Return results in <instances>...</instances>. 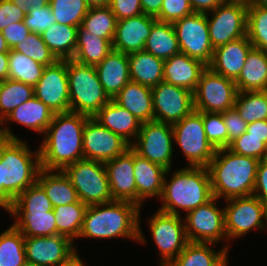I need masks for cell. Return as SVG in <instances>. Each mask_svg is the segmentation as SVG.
<instances>
[{
  "label": "cell",
  "mask_w": 267,
  "mask_h": 266,
  "mask_svg": "<svg viewBox=\"0 0 267 266\" xmlns=\"http://www.w3.org/2000/svg\"><path fill=\"white\" fill-rule=\"evenodd\" d=\"M228 254L216 266H228Z\"/></svg>",
  "instance_id": "obj_66"
},
{
  "label": "cell",
  "mask_w": 267,
  "mask_h": 266,
  "mask_svg": "<svg viewBox=\"0 0 267 266\" xmlns=\"http://www.w3.org/2000/svg\"><path fill=\"white\" fill-rule=\"evenodd\" d=\"M78 28L73 25L53 23L41 37L58 60L72 59L77 45Z\"/></svg>",
  "instance_id": "obj_34"
},
{
  "label": "cell",
  "mask_w": 267,
  "mask_h": 266,
  "mask_svg": "<svg viewBox=\"0 0 267 266\" xmlns=\"http://www.w3.org/2000/svg\"><path fill=\"white\" fill-rule=\"evenodd\" d=\"M143 14L156 17L161 10L163 0H140Z\"/></svg>",
  "instance_id": "obj_59"
},
{
  "label": "cell",
  "mask_w": 267,
  "mask_h": 266,
  "mask_svg": "<svg viewBox=\"0 0 267 266\" xmlns=\"http://www.w3.org/2000/svg\"><path fill=\"white\" fill-rule=\"evenodd\" d=\"M10 48L4 39L2 32L0 31V53H9Z\"/></svg>",
  "instance_id": "obj_64"
},
{
  "label": "cell",
  "mask_w": 267,
  "mask_h": 266,
  "mask_svg": "<svg viewBox=\"0 0 267 266\" xmlns=\"http://www.w3.org/2000/svg\"><path fill=\"white\" fill-rule=\"evenodd\" d=\"M182 217L157 210L149 219L153 241L160 254L159 266H168L189 242Z\"/></svg>",
  "instance_id": "obj_12"
},
{
  "label": "cell",
  "mask_w": 267,
  "mask_h": 266,
  "mask_svg": "<svg viewBox=\"0 0 267 266\" xmlns=\"http://www.w3.org/2000/svg\"><path fill=\"white\" fill-rule=\"evenodd\" d=\"M225 201L228 203L224 208L227 242L267 226V206L259 198L251 195Z\"/></svg>",
  "instance_id": "obj_11"
},
{
  "label": "cell",
  "mask_w": 267,
  "mask_h": 266,
  "mask_svg": "<svg viewBox=\"0 0 267 266\" xmlns=\"http://www.w3.org/2000/svg\"><path fill=\"white\" fill-rule=\"evenodd\" d=\"M25 13L10 0H0V31L14 22H22Z\"/></svg>",
  "instance_id": "obj_53"
},
{
  "label": "cell",
  "mask_w": 267,
  "mask_h": 266,
  "mask_svg": "<svg viewBox=\"0 0 267 266\" xmlns=\"http://www.w3.org/2000/svg\"><path fill=\"white\" fill-rule=\"evenodd\" d=\"M140 207L126 201H111L89 205L85 211L79 238H128L142 244L146 238L142 233Z\"/></svg>",
  "instance_id": "obj_2"
},
{
  "label": "cell",
  "mask_w": 267,
  "mask_h": 266,
  "mask_svg": "<svg viewBox=\"0 0 267 266\" xmlns=\"http://www.w3.org/2000/svg\"><path fill=\"white\" fill-rule=\"evenodd\" d=\"M90 117L76 113H55L39 145L41 168L63 170L84 159L83 129Z\"/></svg>",
  "instance_id": "obj_1"
},
{
  "label": "cell",
  "mask_w": 267,
  "mask_h": 266,
  "mask_svg": "<svg viewBox=\"0 0 267 266\" xmlns=\"http://www.w3.org/2000/svg\"><path fill=\"white\" fill-rule=\"evenodd\" d=\"M89 7L108 6L110 0H85Z\"/></svg>",
  "instance_id": "obj_62"
},
{
  "label": "cell",
  "mask_w": 267,
  "mask_h": 266,
  "mask_svg": "<svg viewBox=\"0 0 267 266\" xmlns=\"http://www.w3.org/2000/svg\"><path fill=\"white\" fill-rule=\"evenodd\" d=\"M117 19L109 6L90 7L80 28L105 39H113Z\"/></svg>",
  "instance_id": "obj_43"
},
{
  "label": "cell",
  "mask_w": 267,
  "mask_h": 266,
  "mask_svg": "<svg viewBox=\"0 0 267 266\" xmlns=\"http://www.w3.org/2000/svg\"><path fill=\"white\" fill-rule=\"evenodd\" d=\"M105 168L113 201L136 204L134 151L129 148L124 154L105 162Z\"/></svg>",
  "instance_id": "obj_20"
},
{
  "label": "cell",
  "mask_w": 267,
  "mask_h": 266,
  "mask_svg": "<svg viewBox=\"0 0 267 266\" xmlns=\"http://www.w3.org/2000/svg\"><path fill=\"white\" fill-rule=\"evenodd\" d=\"M215 243L188 242L184 250L168 266H216L229 252L225 244L219 251ZM211 246V247H210Z\"/></svg>",
  "instance_id": "obj_33"
},
{
  "label": "cell",
  "mask_w": 267,
  "mask_h": 266,
  "mask_svg": "<svg viewBox=\"0 0 267 266\" xmlns=\"http://www.w3.org/2000/svg\"><path fill=\"white\" fill-rule=\"evenodd\" d=\"M252 3L267 10V0H253Z\"/></svg>",
  "instance_id": "obj_65"
},
{
  "label": "cell",
  "mask_w": 267,
  "mask_h": 266,
  "mask_svg": "<svg viewBox=\"0 0 267 266\" xmlns=\"http://www.w3.org/2000/svg\"><path fill=\"white\" fill-rule=\"evenodd\" d=\"M95 70L101 85L111 99L131 81L128 54L122 52L112 50L95 66Z\"/></svg>",
  "instance_id": "obj_25"
},
{
  "label": "cell",
  "mask_w": 267,
  "mask_h": 266,
  "mask_svg": "<svg viewBox=\"0 0 267 266\" xmlns=\"http://www.w3.org/2000/svg\"><path fill=\"white\" fill-rule=\"evenodd\" d=\"M45 65L34 61L13 49L9 51L8 79L35 86L42 76Z\"/></svg>",
  "instance_id": "obj_41"
},
{
  "label": "cell",
  "mask_w": 267,
  "mask_h": 266,
  "mask_svg": "<svg viewBox=\"0 0 267 266\" xmlns=\"http://www.w3.org/2000/svg\"><path fill=\"white\" fill-rule=\"evenodd\" d=\"M15 217L13 225L24 237H45L57 235L56 219L53 210L32 213V215H11Z\"/></svg>",
  "instance_id": "obj_38"
},
{
  "label": "cell",
  "mask_w": 267,
  "mask_h": 266,
  "mask_svg": "<svg viewBox=\"0 0 267 266\" xmlns=\"http://www.w3.org/2000/svg\"><path fill=\"white\" fill-rule=\"evenodd\" d=\"M54 112L35 96L17 106L0 124V138L19 140L7 127V122L14 121L34 132L44 134L51 123ZM5 124V126H3Z\"/></svg>",
  "instance_id": "obj_21"
},
{
  "label": "cell",
  "mask_w": 267,
  "mask_h": 266,
  "mask_svg": "<svg viewBox=\"0 0 267 266\" xmlns=\"http://www.w3.org/2000/svg\"><path fill=\"white\" fill-rule=\"evenodd\" d=\"M37 182L43 187L53 207L79 201L77 191L62 170L41 169Z\"/></svg>",
  "instance_id": "obj_31"
},
{
  "label": "cell",
  "mask_w": 267,
  "mask_h": 266,
  "mask_svg": "<svg viewBox=\"0 0 267 266\" xmlns=\"http://www.w3.org/2000/svg\"><path fill=\"white\" fill-rule=\"evenodd\" d=\"M248 4L224 1L207 14L210 41L215 49L247 34ZM213 14L210 18L209 15Z\"/></svg>",
  "instance_id": "obj_13"
},
{
  "label": "cell",
  "mask_w": 267,
  "mask_h": 266,
  "mask_svg": "<svg viewBox=\"0 0 267 266\" xmlns=\"http://www.w3.org/2000/svg\"><path fill=\"white\" fill-rule=\"evenodd\" d=\"M180 51L209 65L214 48L210 41L207 14L193 12L172 23Z\"/></svg>",
  "instance_id": "obj_14"
},
{
  "label": "cell",
  "mask_w": 267,
  "mask_h": 266,
  "mask_svg": "<svg viewBox=\"0 0 267 266\" xmlns=\"http://www.w3.org/2000/svg\"><path fill=\"white\" fill-rule=\"evenodd\" d=\"M130 144L121 136L89 118L83 129L84 159L105 163L124 154Z\"/></svg>",
  "instance_id": "obj_18"
},
{
  "label": "cell",
  "mask_w": 267,
  "mask_h": 266,
  "mask_svg": "<svg viewBox=\"0 0 267 266\" xmlns=\"http://www.w3.org/2000/svg\"><path fill=\"white\" fill-rule=\"evenodd\" d=\"M13 50L23 53L34 61L45 66L54 64L58 59L42 40L41 34L30 33L26 39L19 42Z\"/></svg>",
  "instance_id": "obj_46"
},
{
  "label": "cell",
  "mask_w": 267,
  "mask_h": 266,
  "mask_svg": "<svg viewBox=\"0 0 267 266\" xmlns=\"http://www.w3.org/2000/svg\"><path fill=\"white\" fill-rule=\"evenodd\" d=\"M169 173L170 169L164 176L159 198L163 203L158 210L181 216L182 211L188 213L214 197L207 167L186 166L175 171L170 180L166 179Z\"/></svg>",
  "instance_id": "obj_4"
},
{
  "label": "cell",
  "mask_w": 267,
  "mask_h": 266,
  "mask_svg": "<svg viewBox=\"0 0 267 266\" xmlns=\"http://www.w3.org/2000/svg\"><path fill=\"white\" fill-rule=\"evenodd\" d=\"M246 132L250 134V136L264 138V143L267 145V120H259L248 123Z\"/></svg>",
  "instance_id": "obj_57"
},
{
  "label": "cell",
  "mask_w": 267,
  "mask_h": 266,
  "mask_svg": "<svg viewBox=\"0 0 267 266\" xmlns=\"http://www.w3.org/2000/svg\"><path fill=\"white\" fill-rule=\"evenodd\" d=\"M259 160L236 154L228 148L216 149L207 166L213 196L225 200L253 195Z\"/></svg>",
  "instance_id": "obj_3"
},
{
  "label": "cell",
  "mask_w": 267,
  "mask_h": 266,
  "mask_svg": "<svg viewBox=\"0 0 267 266\" xmlns=\"http://www.w3.org/2000/svg\"><path fill=\"white\" fill-rule=\"evenodd\" d=\"M14 198L4 189L2 185V174H1V166H0V207L5 211H8L13 203Z\"/></svg>",
  "instance_id": "obj_60"
},
{
  "label": "cell",
  "mask_w": 267,
  "mask_h": 266,
  "mask_svg": "<svg viewBox=\"0 0 267 266\" xmlns=\"http://www.w3.org/2000/svg\"><path fill=\"white\" fill-rule=\"evenodd\" d=\"M253 196L267 206V158L259 160Z\"/></svg>",
  "instance_id": "obj_55"
},
{
  "label": "cell",
  "mask_w": 267,
  "mask_h": 266,
  "mask_svg": "<svg viewBox=\"0 0 267 266\" xmlns=\"http://www.w3.org/2000/svg\"><path fill=\"white\" fill-rule=\"evenodd\" d=\"M22 266H39V265L26 261Z\"/></svg>",
  "instance_id": "obj_68"
},
{
  "label": "cell",
  "mask_w": 267,
  "mask_h": 266,
  "mask_svg": "<svg viewBox=\"0 0 267 266\" xmlns=\"http://www.w3.org/2000/svg\"><path fill=\"white\" fill-rule=\"evenodd\" d=\"M29 28L22 22H14L2 30V35L10 49L26 39L30 34Z\"/></svg>",
  "instance_id": "obj_54"
},
{
  "label": "cell",
  "mask_w": 267,
  "mask_h": 266,
  "mask_svg": "<svg viewBox=\"0 0 267 266\" xmlns=\"http://www.w3.org/2000/svg\"><path fill=\"white\" fill-rule=\"evenodd\" d=\"M112 40L97 37L79 27L77 45L72 59L84 65L96 66L113 50Z\"/></svg>",
  "instance_id": "obj_32"
},
{
  "label": "cell",
  "mask_w": 267,
  "mask_h": 266,
  "mask_svg": "<svg viewBox=\"0 0 267 266\" xmlns=\"http://www.w3.org/2000/svg\"><path fill=\"white\" fill-rule=\"evenodd\" d=\"M93 118L130 145L132 140L136 139L142 124L132 113L113 100L105 104Z\"/></svg>",
  "instance_id": "obj_27"
},
{
  "label": "cell",
  "mask_w": 267,
  "mask_h": 266,
  "mask_svg": "<svg viewBox=\"0 0 267 266\" xmlns=\"http://www.w3.org/2000/svg\"><path fill=\"white\" fill-rule=\"evenodd\" d=\"M222 117L227 128L229 146L231 141L246 132L247 123L241 118L235 108L223 112Z\"/></svg>",
  "instance_id": "obj_52"
},
{
  "label": "cell",
  "mask_w": 267,
  "mask_h": 266,
  "mask_svg": "<svg viewBox=\"0 0 267 266\" xmlns=\"http://www.w3.org/2000/svg\"><path fill=\"white\" fill-rule=\"evenodd\" d=\"M224 1H231V2H242L246 4H251L253 0H224Z\"/></svg>",
  "instance_id": "obj_67"
},
{
  "label": "cell",
  "mask_w": 267,
  "mask_h": 266,
  "mask_svg": "<svg viewBox=\"0 0 267 266\" xmlns=\"http://www.w3.org/2000/svg\"><path fill=\"white\" fill-rule=\"evenodd\" d=\"M13 4L19 7L23 13L27 12L33 8L40 9L49 5L50 0H10Z\"/></svg>",
  "instance_id": "obj_58"
},
{
  "label": "cell",
  "mask_w": 267,
  "mask_h": 266,
  "mask_svg": "<svg viewBox=\"0 0 267 266\" xmlns=\"http://www.w3.org/2000/svg\"><path fill=\"white\" fill-rule=\"evenodd\" d=\"M227 148L236 154L258 160L267 158V145L264 143V138L250 136L247 132L231 141Z\"/></svg>",
  "instance_id": "obj_48"
},
{
  "label": "cell",
  "mask_w": 267,
  "mask_h": 266,
  "mask_svg": "<svg viewBox=\"0 0 267 266\" xmlns=\"http://www.w3.org/2000/svg\"><path fill=\"white\" fill-rule=\"evenodd\" d=\"M73 241L64 235L25 237L26 261L39 266H60L78 254Z\"/></svg>",
  "instance_id": "obj_19"
},
{
  "label": "cell",
  "mask_w": 267,
  "mask_h": 266,
  "mask_svg": "<svg viewBox=\"0 0 267 266\" xmlns=\"http://www.w3.org/2000/svg\"><path fill=\"white\" fill-rule=\"evenodd\" d=\"M130 79L153 88L163 81L164 60L144 50L128 54Z\"/></svg>",
  "instance_id": "obj_30"
},
{
  "label": "cell",
  "mask_w": 267,
  "mask_h": 266,
  "mask_svg": "<svg viewBox=\"0 0 267 266\" xmlns=\"http://www.w3.org/2000/svg\"><path fill=\"white\" fill-rule=\"evenodd\" d=\"M32 97L33 86L13 79L0 81V124L17 106Z\"/></svg>",
  "instance_id": "obj_39"
},
{
  "label": "cell",
  "mask_w": 267,
  "mask_h": 266,
  "mask_svg": "<svg viewBox=\"0 0 267 266\" xmlns=\"http://www.w3.org/2000/svg\"><path fill=\"white\" fill-rule=\"evenodd\" d=\"M23 23L29 28L30 32L42 34L53 23H56V18L52 13L49 5L40 9L33 8L27 12Z\"/></svg>",
  "instance_id": "obj_49"
},
{
  "label": "cell",
  "mask_w": 267,
  "mask_h": 266,
  "mask_svg": "<svg viewBox=\"0 0 267 266\" xmlns=\"http://www.w3.org/2000/svg\"><path fill=\"white\" fill-rule=\"evenodd\" d=\"M34 96L54 113L70 111L67 60H57L45 66L42 76L34 86Z\"/></svg>",
  "instance_id": "obj_17"
},
{
  "label": "cell",
  "mask_w": 267,
  "mask_h": 266,
  "mask_svg": "<svg viewBox=\"0 0 267 266\" xmlns=\"http://www.w3.org/2000/svg\"><path fill=\"white\" fill-rule=\"evenodd\" d=\"M219 199L213 197L207 203L188 212L184 219L186 237L189 242L218 243L227 241L224 208L217 207Z\"/></svg>",
  "instance_id": "obj_15"
},
{
  "label": "cell",
  "mask_w": 267,
  "mask_h": 266,
  "mask_svg": "<svg viewBox=\"0 0 267 266\" xmlns=\"http://www.w3.org/2000/svg\"><path fill=\"white\" fill-rule=\"evenodd\" d=\"M108 6L117 20L143 14L140 0H110Z\"/></svg>",
  "instance_id": "obj_51"
},
{
  "label": "cell",
  "mask_w": 267,
  "mask_h": 266,
  "mask_svg": "<svg viewBox=\"0 0 267 266\" xmlns=\"http://www.w3.org/2000/svg\"><path fill=\"white\" fill-rule=\"evenodd\" d=\"M53 208L43 187L35 182L15 198L8 213L11 215H32V213L48 212Z\"/></svg>",
  "instance_id": "obj_37"
},
{
  "label": "cell",
  "mask_w": 267,
  "mask_h": 266,
  "mask_svg": "<svg viewBox=\"0 0 267 266\" xmlns=\"http://www.w3.org/2000/svg\"><path fill=\"white\" fill-rule=\"evenodd\" d=\"M87 206L113 201L105 163L82 159L62 170Z\"/></svg>",
  "instance_id": "obj_7"
},
{
  "label": "cell",
  "mask_w": 267,
  "mask_h": 266,
  "mask_svg": "<svg viewBox=\"0 0 267 266\" xmlns=\"http://www.w3.org/2000/svg\"><path fill=\"white\" fill-rule=\"evenodd\" d=\"M253 48L247 35L218 46L213 51V56L208 67L215 73L235 81L239 76L248 56Z\"/></svg>",
  "instance_id": "obj_23"
},
{
  "label": "cell",
  "mask_w": 267,
  "mask_h": 266,
  "mask_svg": "<svg viewBox=\"0 0 267 266\" xmlns=\"http://www.w3.org/2000/svg\"><path fill=\"white\" fill-rule=\"evenodd\" d=\"M234 108L247 124L267 120V91L238 92Z\"/></svg>",
  "instance_id": "obj_42"
},
{
  "label": "cell",
  "mask_w": 267,
  "mask_h": 266,
  "mask_svg": "<svg viewBox=\"0 0 267 266\" xmlns=\"http://www.w3.org/2000/svg\"><path fill=\"white\" fill-rule=\"evenodd\" d=\"M25 262V237L12 224L0 234V266H22Z\"/></svg>",
  "instance_id": "obj_40"
},
{
  "label": "cell",
  "mask_w": 267,
  "mask_h": 266,
  "mask_svg": "<svg viewBox=\"0 0 267 266\" xmlns=\"http://www.w3.org/2000/svg\"><path fill=\"white\" fill-rule=\"evenodd\" d=\"M156 21L155 17L146 14L117 20L112 40L113 50L125 54L144 50L152 25Z\"/></svg>",
  "instance_id": "obj_22"
},
{
  "label": "cell",
  "mask_w": 267,
  "mask_h": 266,
  "mask_svg": "<svg viewBox=\"0 0 267 266\" xmlns=\"http://www.w3.org/2000/svg\"><path fill=\"white\" fill-rule=\"evenodd\" d=\"M144 51L164 61L181 53L172 23L156 21L146 40Z\"/></svg>",
  "instance_id": "obj_35"
},
{
  "label": "cell",
  "mask_w": 267,
  "mask_h": 266,
  "mask_svg": "<svg viewBox=\"0 0 267 266\" xmlns=\"http://www.w3.org/2000/svg\"><path fill=\"white\" fill-rule=\"evenodd\" d=\"M112 100L127 109L141 123L154 120L151 87L129 81Z\"/></svg>",
  "instance_id": "obj_28"
},
{
  "label": "cell",
  "mask_w": 267,
  "mask_h": 266,
  "mask_svg": "<svg viewBox=\"0 0 267 266\" xmlns=\"http://www.w3.org/2000/svg\"><path fill=\"white\" fill-rule=\"evenodd\" d=\"M70 111L93 118L112 99L101 85L95 66L67 59Z\"/></svg>",
  "instance_id": "obj_6"
},
{
  "label": "cell",
  "mask_w": 267,
  "mask_h": 266,
  "mask_svg": "<svg viewBox=\"0 0 267 266\" xmlns=\"http://www.w3.org/2000/svg\"><path fill=\"white\" fill-rule=\"evenodd\" d=\"M235 84L238 92L267 91V52L253 47Z\"/></svg>",
  "instance_id": "obj_29"
},
{
  "label": "cell",
  "mask_w": 267,
  "mask_h": 266,
  "mask_svg": "<svg viewBox=\"0 0 267 266\" xmlns=\"http://www.w3.org/2000/svg\"><path fill=\"white\" fill-rule=\"evenodd\" d=\"M207 140L215 149L228 147V133L222 113L202 112Z\"/></svg>",
  "instance_id": "obj_47"
},
{
  "label": "cell",
  "mask_w": 267,
  "mask_h": 266,
  "mask_svg": "<svg viewBox=\"0 0 267 266\" xmlns=\"http://www.w3.org/2000/svg\"><path fill=\"white\" fill-rule=\"evenodd\" d=\"M224 0H189L190 6L194 12L209 13L221 5Z\"/></svg>",
  "instance_id": "obj_56"
},
{
  "label": "cell",
  "mask_w": 267,
  "mask_h": 266,
  "mask_svg": "<svg viewBox=\"0 0 267 266\" xmlns=\"http://www.w3.org/2000/svg\"><path fill=\"white\" fill-rule=\"evenodd\" d=\"M166 169L140 157L134 152V176L136 182V205L150 197H161Z\"/></svg>",
  "instance_id": "obj_26"
},
{
  "label": "cell",
  "mask_w": 267,
  "mask_h": 266,
  "mask_svg": "<svg viewBox=\"0 0 267 266\" xmlns=\"http://www.w3.org/2000/svg\"><path fill=\"white\" fill-rule=\"evenodd\" d=\"M49 6L56 18V23L80 27L89 11L85 0H50Z\"/></svg>",
  "instance_id": "obj_44"
},
{
  "label": "cell",
  "mask_w": 267,
  "mask_h": 266,
  "mask_svg": "<svg viewBox=\"0 0 267 266\" xmlns=\"http://www.w3.org/2000/svg\"><path fill=\"white\" fill-rule=\"evenodd\" d=\"M154 120L173 125L194 110L193 92L160 82L152 88Z\"/></svg>",
  "instance_id": "obj_16"
},
{
  "label": "cell",
  "mask_w": 267,
  "mask_h": 266,
  "mask_svg": "<svg viewBox=\"0 0 267 266\" xmlns=\"http://www.w3.org/2000/svg\"><path fill=\"white\" fill-rule=\"evenodd\" d=\"M26 143L0 138L2 185L14 199L37 182L42 169L39 149L32 152Z\"/></svg>",
  "instance_id": "obj_5"
},
{
  "label": "cell",
  "mask_w": 267,
  "mask_h": 266,
  "mask_svg": "<svg viewBox=\"0 0 267 266\" xmlns=\"http://www.w3.org/2000/svg\"><path fill=\"white\" fill-rule=\"evenodd\" d=\"M173 128L171 124L152 120L141 124L130 148L140 157L171 170L173 159Z\"/></svg>",
  "instance_id": "obj_9"
},
{
  "label": "cell",
  "mask_w": 267,
  "mask_h": 266,
  "mask_svg": "<svg viewBox=\"0 0 267 266\" xmlns=\"http://www.w3.org/2000/svg\"><path fill=\"white\" fill-rule=\"evenodd\" d=\"M247 37L254 48L267 52V10L248 4Z\"/></svg>",
  "instance_id": "obj_45"
},
{
  "label": "cell",
  "mask_w": 267,
  "mask_h": 266,
  "mask_svg": "<svg viewBox=\"0 0 267 266\" xmlns=\"http://www.w3.org/2000/svg\"><path fill=\"white\" fill-rule=\"evenodd\" d=\"M60 266H85L83 261L81 260L79 254L73 257L69 262Z\"/></svg>",
  "instance_id": "obj_63"
},
{
  "label": "cell",
  "mask_w": 267,
  "mask_h": 266,
  "mask_svg": "<svg viewBox=\"0 0 267 266\" xmlns=\"http://www.w3.org/2000/svg\"><path fill=\"white\" fill-rule=\"evenodd\" d=\"M193 12L189 0H163L160 13L155 18L160 22L174 23Z\"/></svg>",
  "instance_id": "obj_50"
},
{
  "label": "cell",
  "mask_w": 267,
  "mask_h": 266,
  "mask_svg": "<svg viewBox=\"0 0 267 266\" xmlns=\"http://www.w3.org/2000/svg\"><path fill=\"white\" fill-rule=\"evenodd\" d=\"M9 53H0V81L8 79Z\"/></svg>",
  "instance_id": "obj_61"
},
{
  "label": "cell",
  "mask_w": 267,
  "mask_h": 266,
  "mask_svg": "<svg viewBox=\"0 0 267 266\" xmlns=\"http://www.w3.org/2000/svg\"><path fill=\"white\" fill-rule=\"evenodd\" d=\"M237 94L235 81L215 73L207 66L193 93L194 110L223 113L234 108Z\"/></svg>",
  "instance_id": "obj_10"
},
{
  "label": "cell",
  "mask_w": 267,
  "mask_h": 266,
  "mask_svg": "<svg viewBox=\"0 0 267 266\" xmlns=\"http://www.w3.org/2000/svg\"><path fill=\"white\" fill-rule=\"evenodd\" d=\"M172 128L175 143L185 155L188 166L207 167L216 149L207 140L202 112L193 110Z\"/></svg>",
  "instance_id": "obj_8"
},
{
  "label": "cell",
  "mask_w": 267,
  "mask_h": 266,
  "mask_svg": "<svg viewBox=\"0 0 267 266\" xmlns=\"http://www.w3.org/2000/svg\"><path fill=\"white\" fill-rule=\"evenodd\" d=\"M87 205L82 201L53 208L57 234L70 238L73 242L79 238Z\"/></svg>",
  "instance_id": "obj_36"
},
{
  "label": "cell",
  "mask_w": 267,
  "mask_h": 266,
  "mask_svg": "<svg viewBox=\"0 0 267 266\" xmlns=\"http://www.w3.org/2000/svg\"><path fill=\"white\" fill-rule=\"evenodd\" d=\"M206 68L201 61L179 53L164 61L163 81L194 93Z\"/></svg>",
  "instance_id": "obj_24"
}]
</instances>
